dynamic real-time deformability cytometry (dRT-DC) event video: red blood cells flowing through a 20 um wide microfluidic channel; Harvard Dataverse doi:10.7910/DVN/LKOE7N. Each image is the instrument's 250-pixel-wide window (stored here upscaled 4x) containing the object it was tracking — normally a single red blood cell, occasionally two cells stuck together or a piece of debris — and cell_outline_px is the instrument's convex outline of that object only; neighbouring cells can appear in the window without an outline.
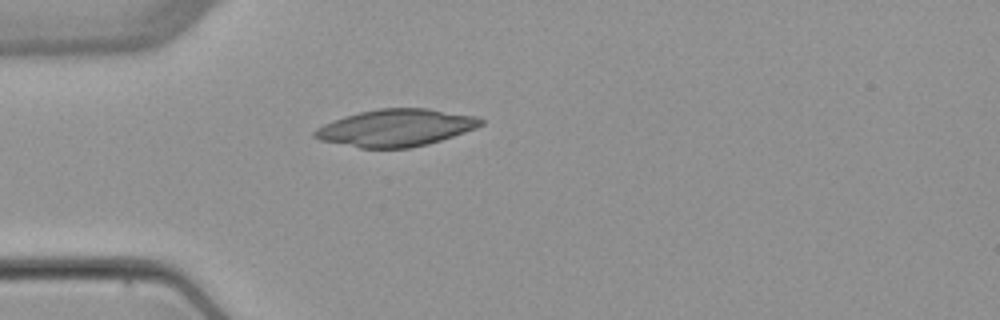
{"species": "common noctule bat (a hibernating species)", "species_latin": "Nyctalus noctula", "temperature_condition": "warm", "stored_images_in_passage": 1, "camera_frame_rate_fps": 3000, "um_per_image_px": 0.085, "animal": {"sex": "female", "body_mass_g": 22.7, "forearm_length_mm": 54.2}, "frame": {"image": 1, "passage_image": 1, "time_ms": 0.0, "image_size_px": [1000, 320], "cell_outline_px": [[484, 124], [476, 128], [428, 144], [408, 148], [360, 148], [320, 140], [312, 136], [312, 132], [316, 128], [324, 124], [344, 116], [360, 112], [380, 108], [428, 108], [476, 116], [484, 120]], "centroid_in_image_um": [33.64, 10.86], "position_along_channel_um": 51.4, "area_um2": 35.89}}